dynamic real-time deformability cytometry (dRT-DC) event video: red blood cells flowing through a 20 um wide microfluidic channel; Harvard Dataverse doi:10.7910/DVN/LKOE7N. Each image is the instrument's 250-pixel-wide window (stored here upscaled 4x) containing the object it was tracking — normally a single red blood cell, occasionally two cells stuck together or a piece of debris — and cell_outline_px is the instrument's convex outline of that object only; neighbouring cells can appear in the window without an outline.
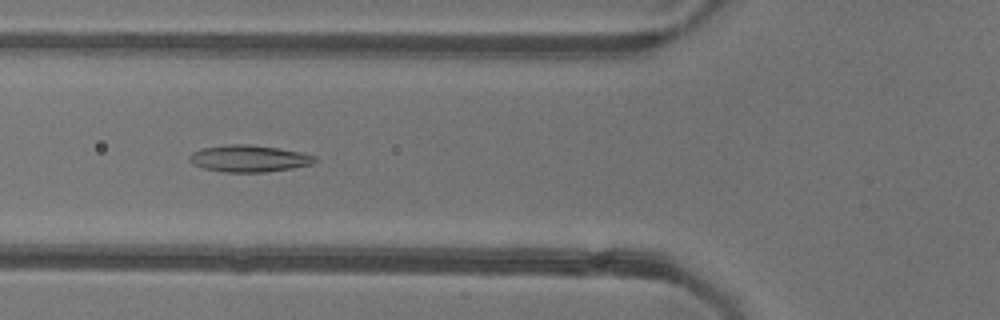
{"species": "common noctule bat (a hibernating species)", "species_latin": "Nyctalus noctula", "temperature_condition": "warm", "stored_images_in_passage": 52, "camera_frame_rate_fps": 3000, "um_per_image_px": 0.085, "animal": {"sex": "female"}, "frame": {"image": 1, "passage_image": 19, "time_ms": 6.0, "image_size_px": [1000, 320], "cell_outline_px": [[316, 160], [312, 164], [292, 168], [264, 172], [224, 172], [204, 168], [192, 164], [188, 160], [188, 156], [192, 152], [204, 148], [224, 144], [248, 144], [276, 148], [300, 152], [316, 156]], "centroid_in_image_um": [21.12, 13.47], "position_along_channel_um": 104.7, "area_um2": 19.54}}
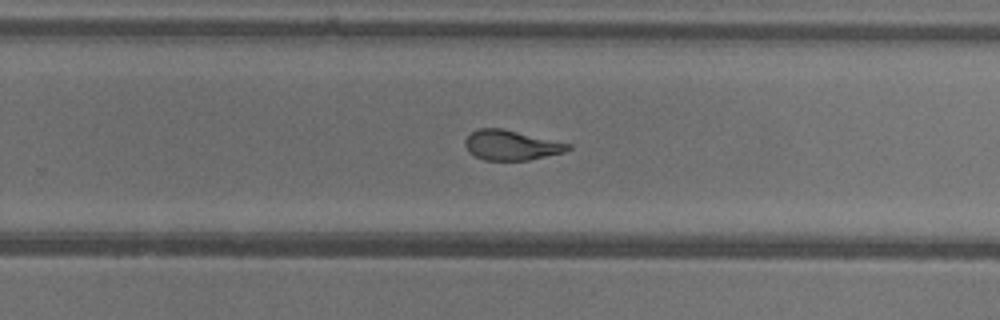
{"frame": {"image": 2, "passage_image": 33, "time_ms": 10.667, "image_size_px": [1000, 320], "cell_outline_px": [[572, 148], [564, 152], [528, 160], [484, 160], [468, 152], [464, 144], [464, 140], [476, 128], [500, 128], [572, 144]], "centroid_in_image_um": [43.44, 12.34], "position_along_channel_um": 286.4, "area_um2": 17.86}}
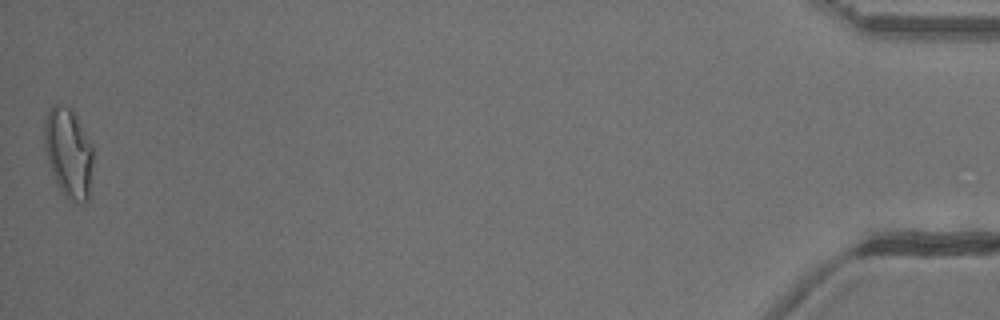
{"frame": {"image": 3, "passage_image": 52, "time_ms": 17.0, "image_size_px": [1000, 320], "cell_outline_px": [[92, 164], [88, 200], [84, 204], [76, 204], [64, 196], [56, 184], [44, 148], [44, 120], [52, 104], [68, 104], [92, 144]], "centroid_in_image_um": [5.81, 13.0], "position_along_channel_um": 429.4, "area_um2": 25.61}, "authors_computed_cell_mechanics": {"area_um2": 20.23, "velocity_mm_per_s": 3.8942, "shape_relaxation_time_tau1_ms": 7.1041, "shape_relaxation_time_tau2_ms": 1.2748, "deformation_change_tau1": 0.224, "deformation_change_tau2": 0.0918}}